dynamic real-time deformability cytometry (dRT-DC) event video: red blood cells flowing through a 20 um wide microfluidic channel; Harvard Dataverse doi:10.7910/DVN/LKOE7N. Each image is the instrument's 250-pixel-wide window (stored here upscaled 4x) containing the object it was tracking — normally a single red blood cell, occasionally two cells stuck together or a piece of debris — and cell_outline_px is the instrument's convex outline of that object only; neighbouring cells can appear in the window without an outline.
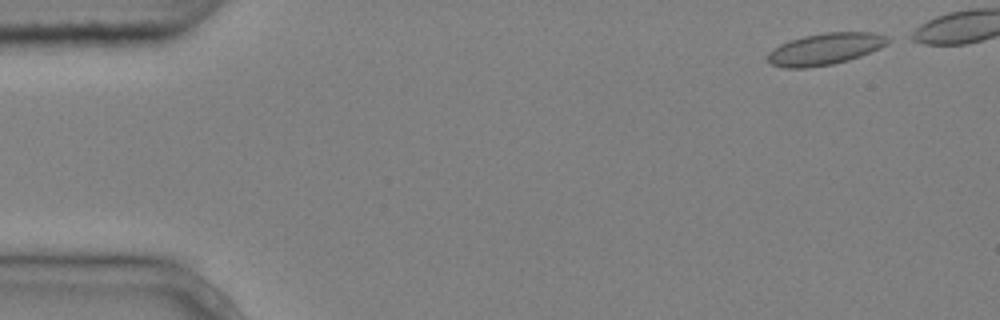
{"species": "common noctule bat (a hibernating species)", "species_latin": "Nyctalus noctula", "temperature_condition": "cold", "stored_images_in_passage": 5, "camera_frame_rate_fps": 3000, "um_per_image_px": 0.085, "animal": {"sex": "male", "body_mass_g": 20.4}, "frame": {"image": 1, "passage_image": 1, "time_ms": 0.0, "image_size_px": [1000, 320], "cell_outline_px": [[896, 40], [880, 48], [860, 56], [848, 60], [832, 64], [808, 68], [784, 68], [772, 64], [768, 60], [768, 52], [780, 44], [788, 40], [804, 36], [824, 32], [872, 32], [888, 36]], "centroid_in_image_um": [70.19, 4.15], "position_along_channel_um": 14.8, "area_um2": 22.43}}